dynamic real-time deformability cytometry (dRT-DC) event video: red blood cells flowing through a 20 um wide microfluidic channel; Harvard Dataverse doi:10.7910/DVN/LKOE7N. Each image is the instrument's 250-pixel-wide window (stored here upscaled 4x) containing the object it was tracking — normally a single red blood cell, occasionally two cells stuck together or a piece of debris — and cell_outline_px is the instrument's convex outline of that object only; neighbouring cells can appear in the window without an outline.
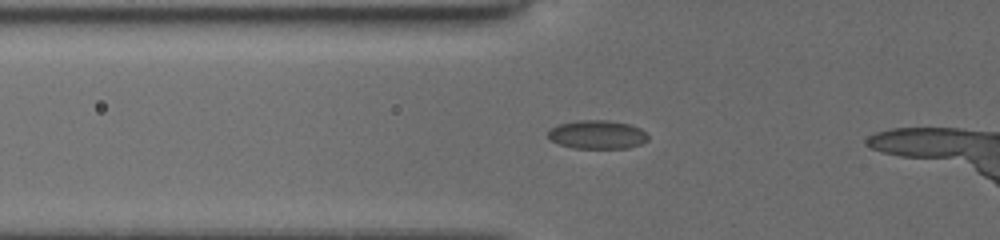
{"species": "common noctule bat (a hibernating species)", "species_latin": "Nyctalus noctula", "temperature_condition": "cold", "stored_images_in_passage": 27, "camera_frame_rate_fps": 3000, "um_per_image_px": 0.085, "animal": {"sex": "female", "body_mass_g": 19.5, "forearm_length_mm": 54.1}, "frame": {"image": 1, "passage_image": 2, "time_ms": 0.333, "image_size_px": [1000, 240], "cell_outline_px": [[648, 140], [640, 144], [628, 148], [572, 148], [560, 144], [552, 140], [548, 136], [548, 132], [552, 128], [560, 124], [580, 120], [608, 120], [628, 124], [640, 128], [648, 136]], "centroid_in_image_um": [50.79, 11.44], "position_along_channel_um": 75.0, "area_um2": 16.47}}
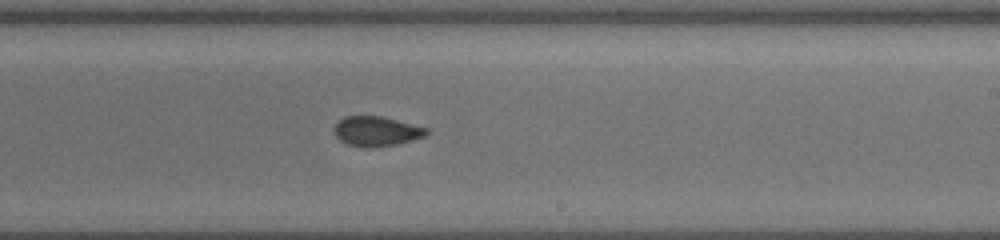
{"frame": {"image": 2, "passage_image": 16, "time_ms": 5.0, "image_size_px": [1000, 240], "cell_outline_px": [[428, 132], [424, 136], [412, 140], [396, 144], [376, 148], [364, 148], [348, 144], [340, 140], [336, 136], [332, 128], [344, 116], [380, 116], [428, 128]], "centroid_in_image_um": [31.96, 11.17], "position_along_channel_um": 257.0, "area_um2": 16.01}}
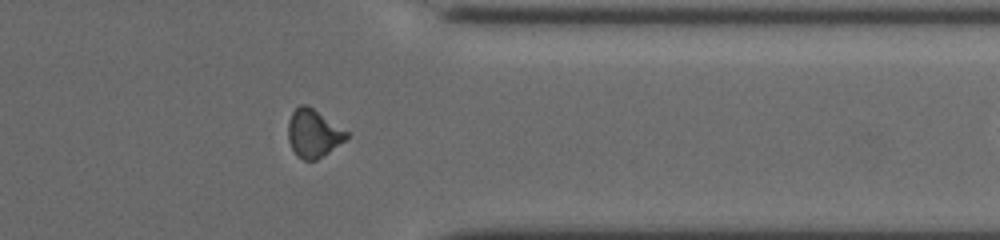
{"frame": {"image": 3, "passage_image": 26, "time_ms": 8.333, "image_size_px": [1000, 240], "cell_outline_px": [[348, 136], [344, 140], [328, 152], [316, 160], [304, 160], [296, 156], [288, 140], [288, 120], [292, 112], [300, 104], [308, 104], [348, 132]], "centroid_in_image_um": [26.6, 11.32], "position_along_channel_um": 384.8, "area_um2": 16.24}}